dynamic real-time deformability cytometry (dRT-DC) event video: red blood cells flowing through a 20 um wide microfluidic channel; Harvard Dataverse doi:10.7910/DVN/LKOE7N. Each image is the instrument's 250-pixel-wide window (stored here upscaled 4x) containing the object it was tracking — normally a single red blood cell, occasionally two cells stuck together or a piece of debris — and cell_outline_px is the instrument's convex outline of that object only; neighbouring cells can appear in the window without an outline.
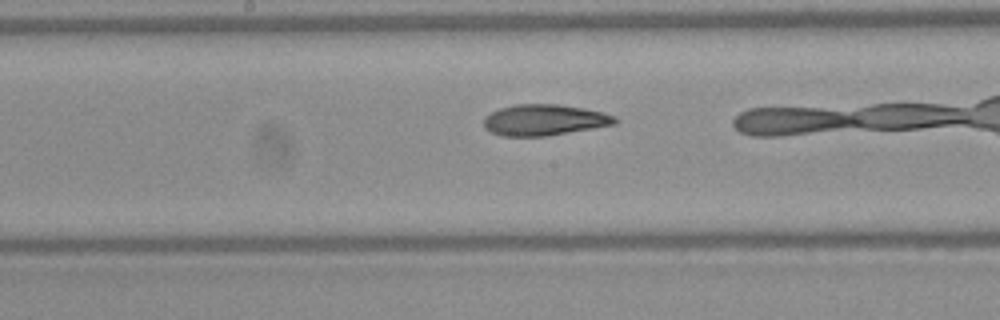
{"species": "Egyptian fruit bat (a non-hibernating species)", "species_latin": "Rousettus aegyptiacus", "temperature_condition": "warm", "stored_images_in_passage": 31, "camera_frame_rate_fps": 3000, "um_per_image_px": 0.085, "frame": {"image": 1, "passage_image": 18, "time_ms": 5.667, "image_size_px": [1000, 320], "cell_outline_px": [[620, 120], [616, 124], [544, 136], [500, 136], [484, 128], [484, 116], [500, 108], [516, 104], [560, 104], [584, 108], [616, 116]], "centroid_in_image_um": [46.26, 10.19], "position_along_channel_um": 201.9, "area_um2": 23.7}}
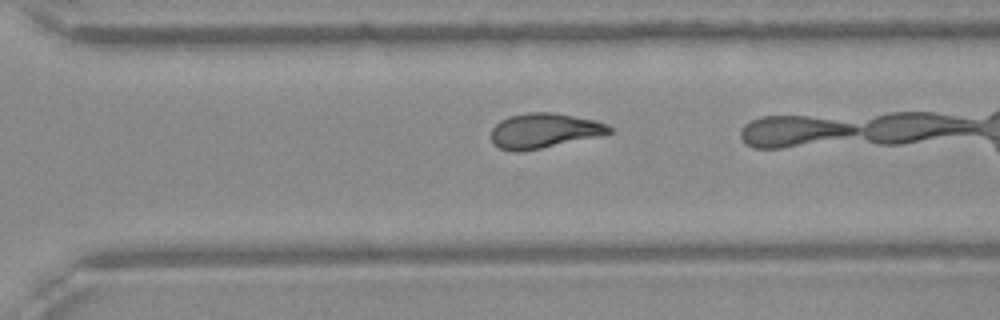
{"frame": {"image": 2, "passage_image": 27, "time_ms": 8.667, "image_size_px": [1000, 320], "cell_outline_px": [[612, 132], [596, 136], [540, 148], [520, 152], [512, 152], [500, 148], [492, 144], [492, 128], [500, 120], [508, 116], [528, 112], [552, 112], [596, 120], [612, 128]], "centroid_in_image_um": [46.18, 11.1], "position_along_channel_um": 324.4, "area_um2": 23.76}}